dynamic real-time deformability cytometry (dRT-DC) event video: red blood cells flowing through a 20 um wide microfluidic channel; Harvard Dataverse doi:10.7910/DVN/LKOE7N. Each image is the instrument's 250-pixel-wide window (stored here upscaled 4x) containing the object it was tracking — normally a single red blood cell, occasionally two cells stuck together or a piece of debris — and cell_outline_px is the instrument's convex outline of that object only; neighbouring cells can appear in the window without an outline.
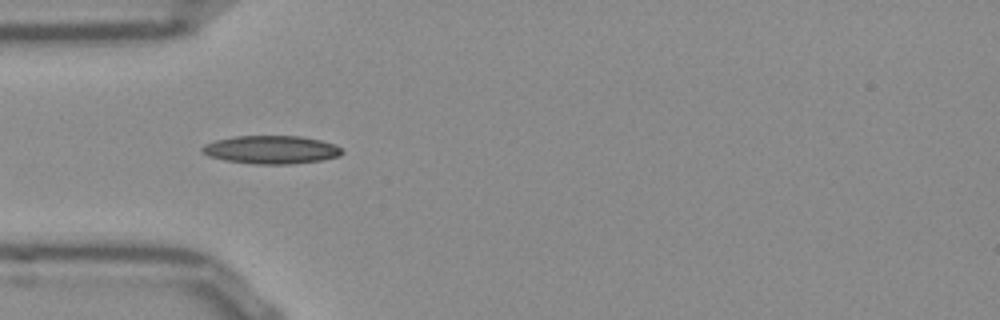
{"species": "Egyptian fruit bat (a non-hibernating species)", "species_latin": "Rousettus aegyptiacus", "temperature_condition": "room temperature", "stored_images_in_passage": 12, "camera_frame_rate_fps": 3000, "um_per_image_px": 0.085, "frame": {"image": 1, "passage_image": 3, "time_ms": 0.667, "image_size_px": [1000, 320], "cell_outline_px": [[344, 152], [340, 156], [320, 160], [292, 164], [252, 164], [224, 160], [208, 156], [200, 148], [204, 144], [216, 140], [236, 136], [300, 136], [320, 140], [336, 144]], "centroid_in_image_um": [23.06, 12.73], "position_along_channel_um": 61.9, "area_um2": 23.0}}